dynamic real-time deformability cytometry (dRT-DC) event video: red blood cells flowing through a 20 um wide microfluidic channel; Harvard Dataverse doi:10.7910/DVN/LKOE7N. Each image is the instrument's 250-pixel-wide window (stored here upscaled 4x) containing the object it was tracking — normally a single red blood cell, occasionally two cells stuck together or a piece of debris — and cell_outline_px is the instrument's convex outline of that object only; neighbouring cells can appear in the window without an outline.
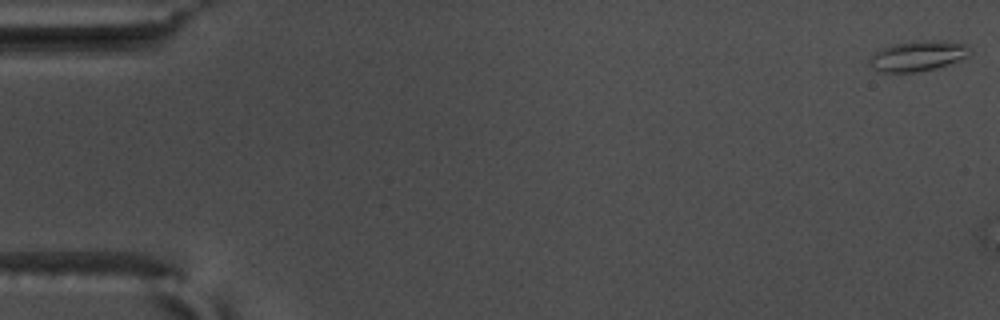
{"species": "common noctule bat (a hibernating species)", "species_latin": "Nyctalus noctula", "temperature_condition": "warm", "stored_images_in_passage": 5, "camera_frame_rate_fps": 3000, "um_per_image_px": 0.085, "animal": {"sex": "male", "body_mass_g": 17.5, "forearm_length_mm": 52.3}, "frame": {"image": 1, "passage_image": 1, "time_ms": 0.0, "image_size_px": [1000, 320], "cell_outline_px": [[968, 56], [948, 64], [936, 68], [916, 72], [876, 72], [868, 64], [868, 60], [876, 52], [892, 44], [924, 40], [948, 40], [964, 44]], "centroid_in_image_um": [77.95, 4.76], "position_along_channel_um": 7.1, "area_um2": 17.51}}